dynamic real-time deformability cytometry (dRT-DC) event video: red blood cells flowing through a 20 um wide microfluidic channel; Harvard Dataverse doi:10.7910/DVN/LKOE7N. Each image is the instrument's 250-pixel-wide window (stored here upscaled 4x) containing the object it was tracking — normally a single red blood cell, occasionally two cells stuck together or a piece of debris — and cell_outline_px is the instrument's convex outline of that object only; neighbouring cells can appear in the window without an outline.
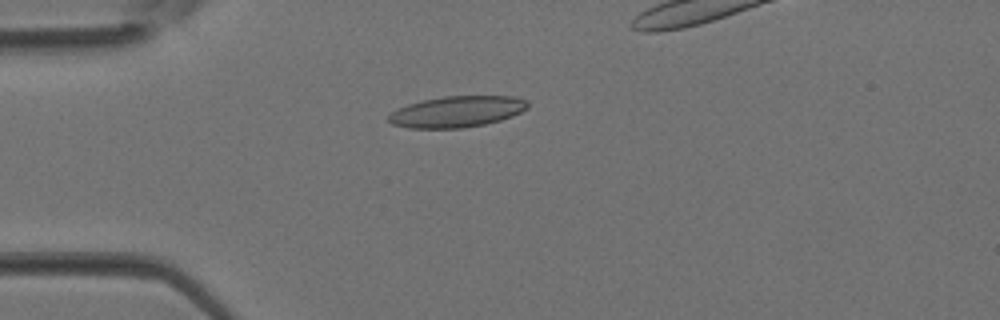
{"species": "Egyptian fruit bat (a non-hibernating species)", "species_latin": "Rousettus aegyptiacus", "temperature_condition": "room temperature", "stored_images_in_passage": 2, "camera_frame_rate_fps": 3000, "um_per_image_px": 0.085, "animal": {"sex": "female"}, "frame": {"image": 1, "passage_image": 2, "time_ms": 0.333, "image_size_px": [1000, 320], "cell_outline_px": [[528, 108], [512, 116], [500, 120], [484, 124], [464, 128], [408, 128], [392, 124], [388, 120], [388, 116], [392, 112], [408, 104], [424, 100], [444, 96], [512, 96], [528, 100]], "centroid_in_image_um": [38.86, 9.49], "position_along_channel_um": 46.1, "area_um2": 25.14}}